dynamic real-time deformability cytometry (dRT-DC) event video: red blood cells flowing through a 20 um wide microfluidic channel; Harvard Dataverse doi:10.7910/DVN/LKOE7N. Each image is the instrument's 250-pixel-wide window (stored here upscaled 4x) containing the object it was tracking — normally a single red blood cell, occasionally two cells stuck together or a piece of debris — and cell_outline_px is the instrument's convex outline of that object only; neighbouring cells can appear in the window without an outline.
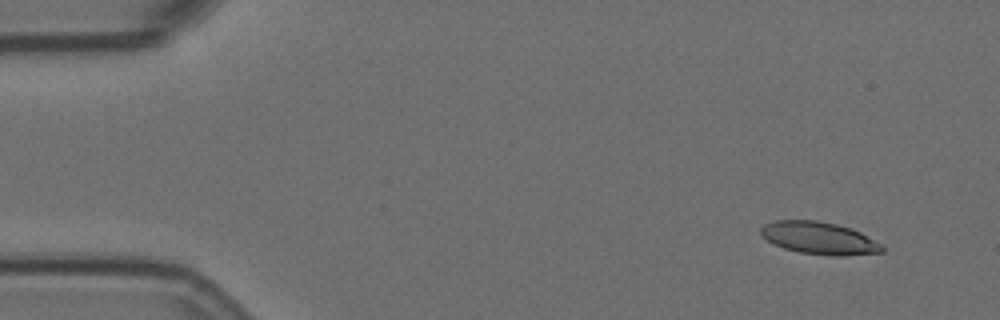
{"species": "Egyptian fruit bat (a non-hibernating species)", "species_latin": "Rousettus aegyptiacus", "temperature_condition": "room temperature", "stored_images_in_passage": 59, "segment_of_instrument_passage": [1, 2], "camera_frame_rate_fps": 3000, "um_per_image_px": 0.085, "animal": {"sex": "female"}, "frame": {"image": 1, "passage_image": 5, "time_ms": 1.333, "image_size_px": [1000, 320], "cell_outline_px": [[884, 252], [844, 256], [832, 256], [800, 252], [784, 248], [772, 244], [760, 236], [760, 228], [764, 224], [776, 220], [816, 220], [836, 224], [852, 228], [860, 232], [880, 244], [884, 248]], "centroid_in_image_um": [69.59, 20.24], "position_along_channel_um": 15.4, "area_um2": 23.0}}
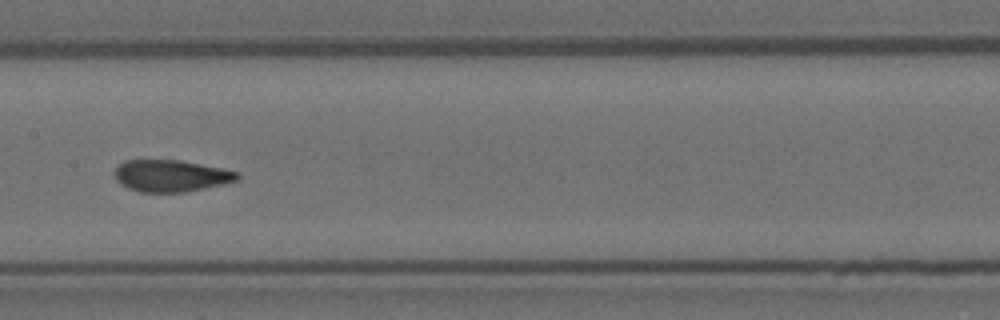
{"frame": {"image": 2, "passage_image": 29, "time_ms": 9.333, "image_size_px": [1000, 320], "cell_outline_px": [[240, 176], [236, 180], [220, 184], [184, 192], [140, 192], [128, 188], [120, 184], [116, 180], [112, 172], [124, 160], [180, 160], [240, 172]], "centroid_in_image_um": [14.47, 14.94], "position_along_channel_um": 192.9, "area_um2": 22.6}}
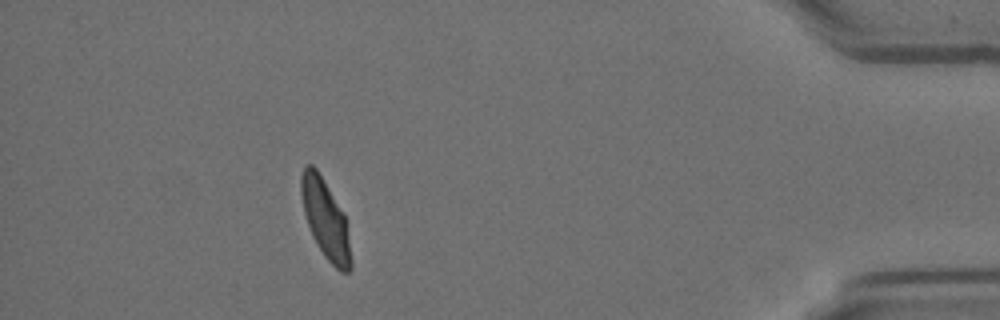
{"frame": {"image": 3, "passage_image": 52, "time_ms": 17.0, "image_size_px": [1000, 320], "cell_outline_px": [[352, 268], [348, 272], [340, 272], [324, 256], [312, 236], [304, 212], [300, 192], [300, 176], [304, 168], [308, 164], [312, 164], [316, 168], [344, 212], [352, 260]], "centroid_in_image_um": [27.66, 18.63], "position_along_channel_um": 407.5, "area_um2": 22.77}}